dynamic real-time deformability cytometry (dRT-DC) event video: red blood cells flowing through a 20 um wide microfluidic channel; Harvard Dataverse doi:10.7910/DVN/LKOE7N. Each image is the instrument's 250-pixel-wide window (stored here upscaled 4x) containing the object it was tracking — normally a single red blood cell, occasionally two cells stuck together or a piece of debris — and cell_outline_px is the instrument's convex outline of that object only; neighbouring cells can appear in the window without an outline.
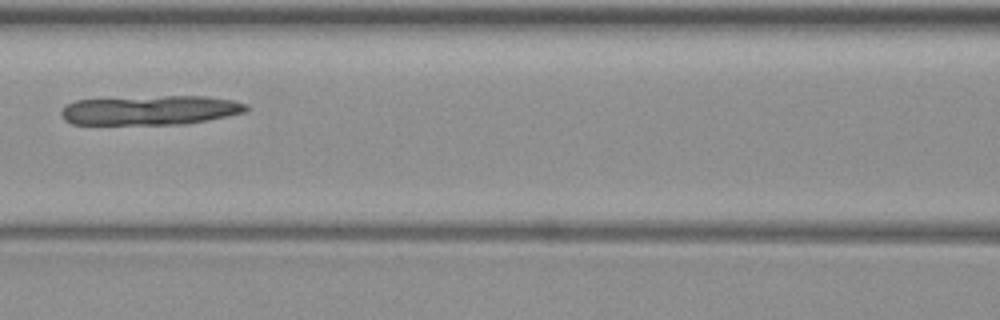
{"species": "common noctule bat (a hibernating species)", "species_latin": "Nyctalus noctula", "temperature_condition": "warm", "stored_images_in_passage": 7, "camera_frame_rate_fps": 3000, "um_per_image_px": 0.085, "animal": {"sex": "female", "body_mass_g": 19.3, "forearm_length_mm": 54.1}, "frame": {"image": 1, "passage_image": 7, "time_ms": 7.333, "image_size_px": [1000, 320], "cell_outline_px": [[248, 112], [208, 120], [184, 124], [72, 124], [64, 120], [60, 112], [68, 104], [76, 100], [164, 96], [208, 96], [232, 100], [248, 104]], "centroid_in_image_um": [12.84, 9.37], "position_along_channel_um": 153.8, "area_um2": 31.67}}